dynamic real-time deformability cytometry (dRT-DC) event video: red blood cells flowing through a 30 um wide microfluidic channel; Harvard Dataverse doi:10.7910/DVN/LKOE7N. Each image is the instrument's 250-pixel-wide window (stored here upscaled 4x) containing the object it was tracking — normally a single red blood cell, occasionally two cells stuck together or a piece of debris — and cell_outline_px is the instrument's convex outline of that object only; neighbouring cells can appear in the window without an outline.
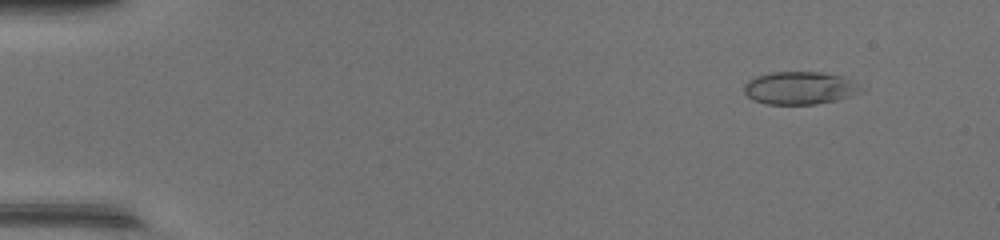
{"species": "common noctule bat (a hibernating species)", "species_latin": "Nyctalus noctula", "temperature_condition": "warm", "stored_images_in_passage": 49, "camera_frame_rate_fps": 3000, "um_per_image_px": 0.085, "animal": {"sex": "female", "body_mass_g": 17.0, "forearm_length_mm": 48.0}, "frame": {"image": 1, "passage_image": 6, "time_ms": 1.667, "image_size_px": [1000, 240], "cell_outline_px": [[868, 88], [860, 92], [836, 100], [816, 104], [764, 104], [752, 100], [744, 92], [744, 84], [748, 80], [756, 76], [772, 72], [820, 72], [840, 76]], "centroid_in_image_um": [67.97, 7.48], "position_along_channel_um": 17.0, "area_um2": 22.37}}
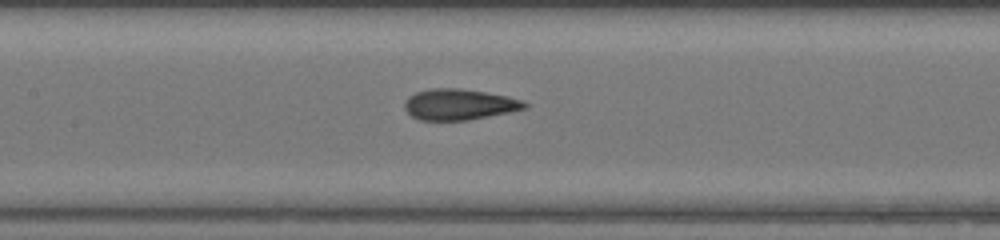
{"frame": {"image": 2, "passage_image": 25, "time_ms": 8.0, "image_size_px": [1000, 240], "cell_outline_px": [[528, 108], [468, 120], [420, 120], [412, 116], [404, 108], [404, 104], [408, 96], [416, 92], [432, 88], [460, 88], [508, 96], [520, 100], [528, 104]], "centroid_in_image_um": [39.01, 8.87], "position_along_channel_um": 168.4, "area_um2": 21.5}}
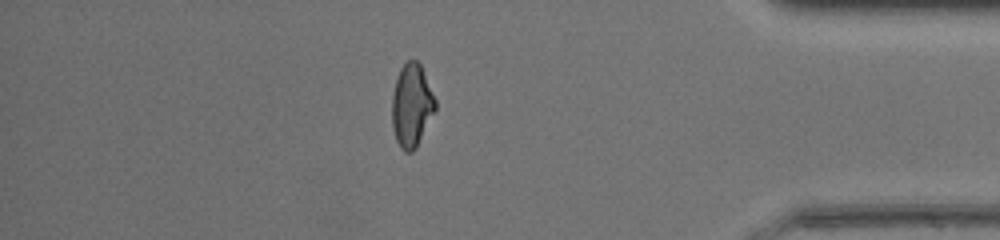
{"frame": {"image": 3, "passage_image": 43, "time_ms": 14.0, "image_size_px": [1000, 240], "cell_outline_px": [[436, 108], [416, 148], [412, 152], [404, 152], [400, 148], [396, 140], [392, 128], [392, 96], [396, 80], [400, 68], [408, 60], [416, 60], [420, 64], [436, 100]], "centroid_in_image_um": [34.98, 8.99], "position_along_channel_um": 400.2, "area_um2": 20.87}, "authors_computed_cell_mechanics": {"area_um2": 21.5594, "velocity_mm_per_s": 4.3993, "shape_relaxation_time_tau1_ms": 6.4289, "shape_relaxation_time_tau2_ms": 1.1321, "deformation_change_tau1": 0.227, "deformation_change_tau2": 0.0596}}